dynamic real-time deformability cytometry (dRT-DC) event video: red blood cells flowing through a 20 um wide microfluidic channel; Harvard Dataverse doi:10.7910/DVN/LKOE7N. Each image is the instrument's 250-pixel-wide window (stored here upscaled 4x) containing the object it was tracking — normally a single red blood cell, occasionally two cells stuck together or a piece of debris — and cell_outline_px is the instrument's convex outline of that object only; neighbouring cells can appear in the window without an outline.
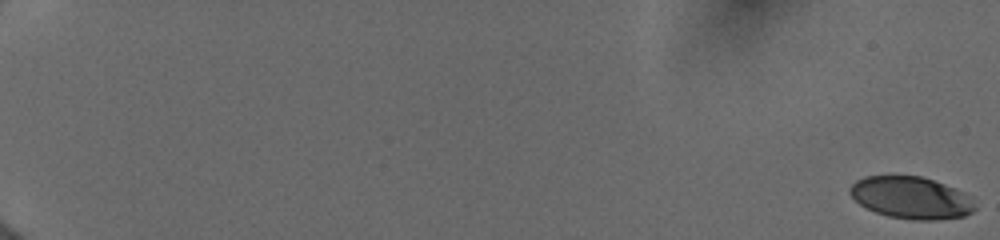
{"species": "human", "species_latin": "Homo sapiens", "temperature_condition": "cold", "stored_images_in_passage": 55, "camera_frame_rate_fps": 3000, "um_per_image_px": 0.085, "donor": {"sex": "female"}, "frame": {"image": 1, "passage_image": 1, "time_ms": 0.0, "image_size_px": [1000, 240], "cell_outline_px": [[976, 208], [972, 212], [964, 216], [936, 220], [912, 220], [888, 216], [876, 212], [860, 204], [848, 192], [848, 188], [856, 180], [864, 176], [892, 172], [920, 176], [944, 184], [964, 192], [972, 196]], "centroid_in_image_um": [77.42, 16.76], "position_along_channel_um": 7.6, "area_um2": 31.5}}
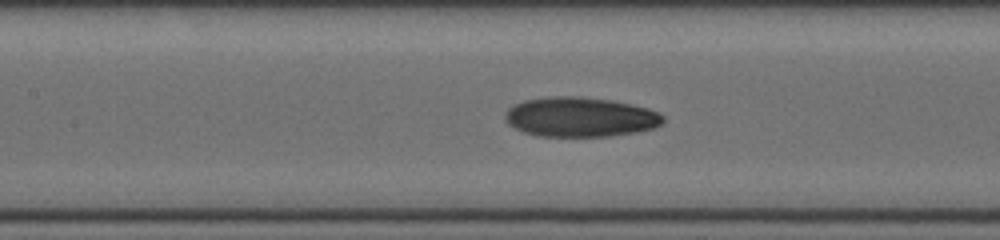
{"frame": {"image": 2, "passage_image": 30, "time_ms": 9.667, "image_size_px": [1000, 240], "cell_outline_px": [[664, 120], [660, 124], [652, 128], [636, 132], [608, 136], [536, 136], [524, 132], [508, 124], [504, 120], [504, 112], [508, 108], [524, 100], [548, 96], [580, 96], [612, 100], [632, 104], [648, 108], [660, 112], [664, 116]], "centroid_in_image_um": [49.3, 9.93], "position_along_channel_um": 158.1, "area_um2": 36.76}}
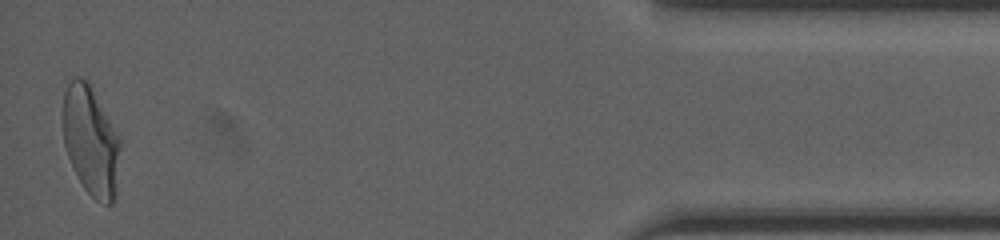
{"frame": {"image": 3, "passage_image": 55, "time_ms": 18.0, "image_size_px": [1000, 240], "cell_outline_px": [[120, 144], [112, 204], [104, 204], [96, 200], [84, 188], [68, 156], [64, 144], [64, 92], [68, 84], [72, 80], [88, 80], [120, 136]], "centroid_in_image_um": [7.72, 11.95], "position_along_channel_um": 427.5, "area_um2": 35.43}, "authors_computed_cell_mechanics": {"area_um2": 34.391, "velocity_mm_per_s": 4.0053, "shape_relaxation_time_tau1_ms": 4.8364, "shape_relaxation_time_tau2_ms": 2.4239, "deformation_change_tau1": 0.1805, "deformation_change_tau2": 0.0873}}